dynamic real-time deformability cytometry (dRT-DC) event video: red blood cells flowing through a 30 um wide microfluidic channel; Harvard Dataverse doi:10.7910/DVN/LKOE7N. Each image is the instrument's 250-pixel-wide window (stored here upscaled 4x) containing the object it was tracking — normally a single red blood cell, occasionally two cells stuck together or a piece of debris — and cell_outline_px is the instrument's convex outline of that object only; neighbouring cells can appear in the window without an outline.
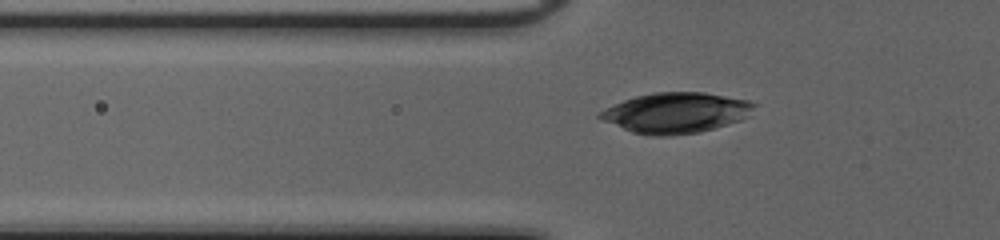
{"species": "common noctule bat (a hibernating species)", "species_latin": "Nyctalus noctula", "temperature_condition": "cold", "stored_images_in_passage": 49, "camera_frame_rate_fps": 3000, "um_per_image_px": 0.085, "animal": {"sex": "female", "body_mass_g": 20.0, "forearm_length_mm": 54.0}, "frame": {"image": 1, "passage_image": 15, "time_ms": 4.667, "image_size_px": [1000, 240], "cell_outline_px": [[756, 104], [748, 116], [740, 120], [728, 124], [700, 132], [668, 136], [652, 136], [632, 132], [604, 120], [596, 116], [600, 112], [624, 100], [636, 96], [652, 92], [704, 92], [748, 100]], "centroid_in_image_um": [57.48, 9.59], "position_along_channel_um": 68.3, "area_um2": 36.01}}
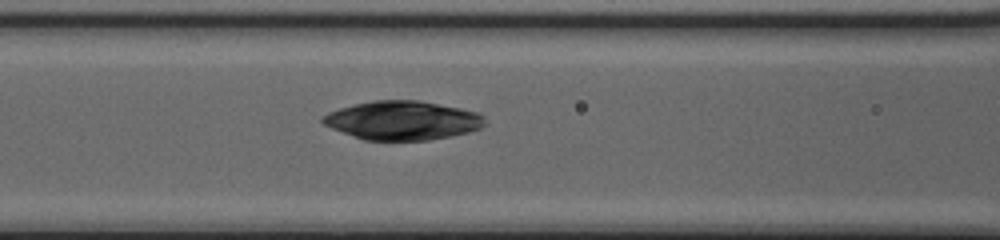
{"frame": {"image": 2, "passage_image": 20, "time_ms": 6.333, "image_size_px": [1000, 240], "cell_outline_px": [[484, 124], [480, 128], [468, 132], [428, 140], [364, 140], [332, 128], [324, 124], [320, 120], [320, 116], [328, 112], [340, 108], [372, 100], [420, 100], [460, 108], [476, 112], [484, 116]], "centroid_in_image_um": [34.18, 10.22], "position_along_channel_um": 132.4, "area_um2": 36.53}}